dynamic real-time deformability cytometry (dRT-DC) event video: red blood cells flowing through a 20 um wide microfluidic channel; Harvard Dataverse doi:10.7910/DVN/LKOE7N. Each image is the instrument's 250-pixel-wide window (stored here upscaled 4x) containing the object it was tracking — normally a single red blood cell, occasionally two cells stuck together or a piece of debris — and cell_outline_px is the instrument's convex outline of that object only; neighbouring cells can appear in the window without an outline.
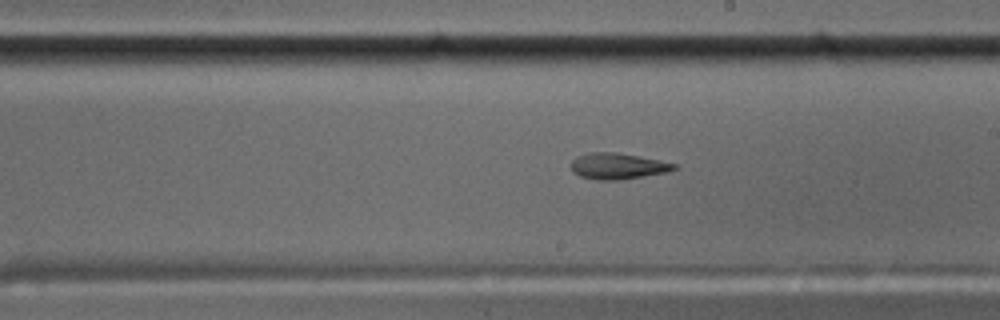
{"species": "common noctule bat (a hibernating species)", "species_latin": "Nyctalus noctula", "temperature_condition": "cold", "stored_images_in_passage": 52, "camera_frame_rate_fps": 3000, "um_per_image_px": 0.085, "animal": {"sex": "male", "body_mass_g": 17.5, "forearm_length_mm": 52.3}, "frame": {"image": 1, "passage_image": 31, "time_ms": 10.0, "image_size_px": [1000, 320], "cell_outline_px": [[680, 168], [668, 172], [620, 180], [596, 180], [580, 176], [572, 172], [568, 164], [576, 156], [588, 152], [616, 152], [676, 164]], "centroid_in_image_um": [52.44, 14.12], "position_along_channel_um": 236.6, "area_um2": 15.84}}
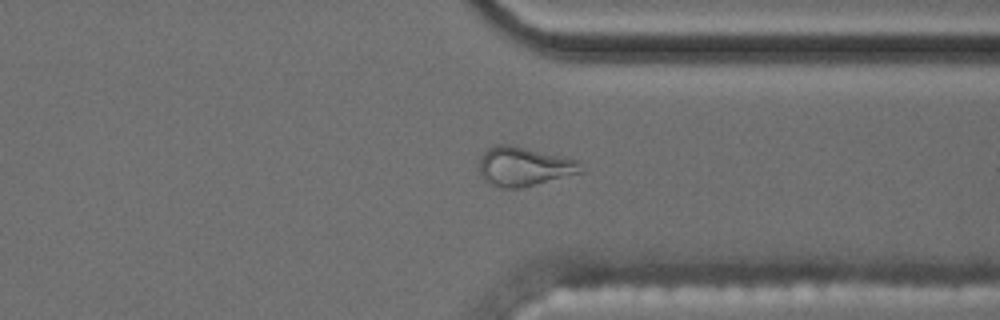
{"frame": {"image": 2, "passage_image": 42, "time_ms": 13.667, "image_size_px": [1000, 320], "cell_outline_px": [[584, 172], [520, 188], [500, 188], [488, 184], [480, 176], [476, 164], [480, 156], [488, 148], [496, 144], [508, 144], [564, 156], [576, 160]], "centroid_in_image_um": [44.45, 14.15], "position_along_channel_um": 366.9, "area_um2": 23.52}}
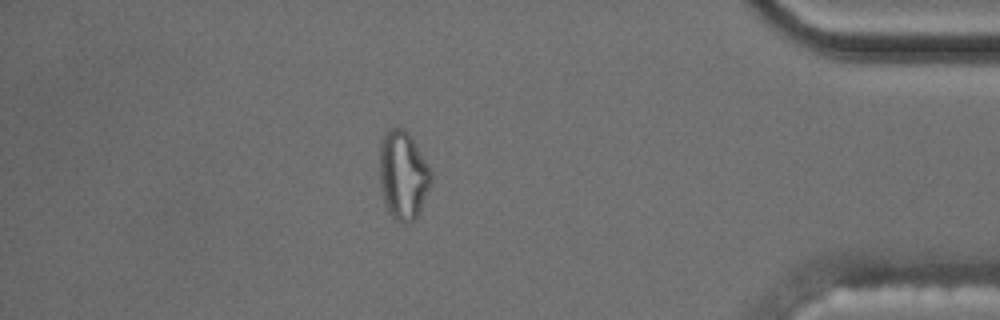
{"frame": {"image": 3, "passage_image": 48, "time_ms": 15.667, "image_size_px": [1000, 320], "cell_outline_px": [[432, 180], [420, 208], [416, 216], [412, 220], [404, 224], [400, 224], [392, 220], [384, 204], [380, 184], [380, 140], [384, 132], [388, 128], [396, 124], [404, 128], [412, 136], [432, 172]], "centroid_in_image_um": [34.23, 14.84], "position_along_channel_um": 401.0, "area_um2": 27.11}, "authors_computed_cell_mechanics": {"area_um2": 15.8372, "velocity_mm_per_s": 3.5469, "shape_relaxation_time_tau1_ms": null, "shape_relaxation_time_tau2_ms": 5.8256, "deformation_change_tau1": null, "deformation_change_tau2": 0.1689}}